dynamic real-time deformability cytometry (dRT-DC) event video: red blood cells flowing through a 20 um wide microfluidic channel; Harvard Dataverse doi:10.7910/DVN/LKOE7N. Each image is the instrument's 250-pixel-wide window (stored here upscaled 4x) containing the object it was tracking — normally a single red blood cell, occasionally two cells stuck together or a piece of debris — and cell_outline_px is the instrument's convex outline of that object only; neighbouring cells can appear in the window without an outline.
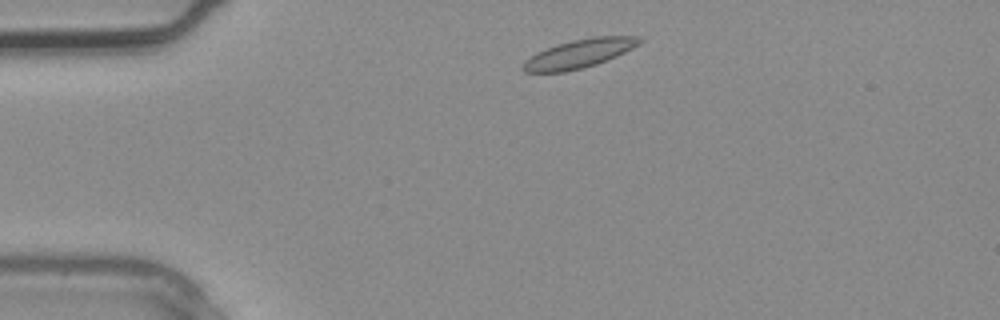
{"species": "common noctule bat (a hibernating species)", "species_latin": "Nyctalus noctula", "temperature_condition": "warm", "stored_images_in_passage": 2, "camera_frame_rate_fps": 3000, "um_per_image_px": 0.085, "animal": {"sex": "male", "body_mass_g": 20.4}, "frame": {"image": 1, "passage_image": 1, "time_ms": 0.0, "image_size_px": [1000, 320], "cell_outline_px": [[644, 40], [632, 48], [616, 56], [596, 64], [564, 72], [524, 72], [520, 68], [524, 60], [536, 52], [572, 40], [592, 36], [640, 36]], "centroid_in_image_um": [49.21, 4.55], "position_along_channel_um": 35.8, "area_um2": 19.31}}